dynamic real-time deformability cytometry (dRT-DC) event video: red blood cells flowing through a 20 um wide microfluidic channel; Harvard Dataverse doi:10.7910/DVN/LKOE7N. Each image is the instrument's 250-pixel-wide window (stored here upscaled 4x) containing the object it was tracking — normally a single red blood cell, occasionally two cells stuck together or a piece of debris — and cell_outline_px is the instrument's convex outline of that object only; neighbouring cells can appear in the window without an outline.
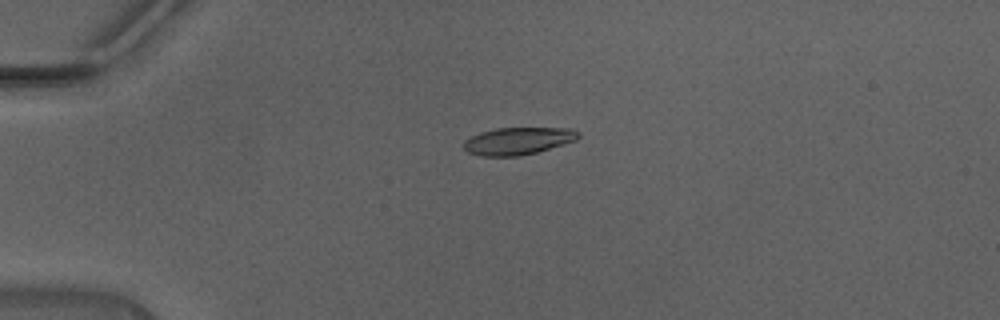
{"species": "Egyptian fruit bat (a non-hibernating species)", "species_latin": "Rousettus aegyptiacus", "temperature_condition": "warm", "stored_images_in_passage": 36, "camera_frame_rate_fps": 3000, "um_per_image_px": 0.085, "animal": {"sex": "male"}, "frame": {"image": 1, "passage_image": 1, "time_ms": 0.0, "image_size_px": [1000, 320], "cell_outline_px": [[580, 136], [576, 140], [564, 144], [536, 152], [520, 156], [484, 156], [468, 152], [464, 148], [464, 140], [480, 132], [496, 128], [572, 128], [580, 132]], "centroid_in_image_um": [44.05, 11.97], "position_along_channel_um": 40.9, "area_um2": 18.21}}
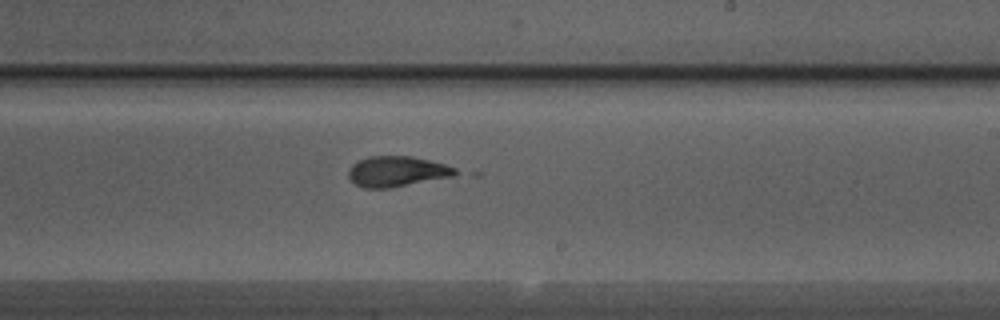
{"frame": {"image": 2, "passage_image": 18, "time_ms": 5.667, "image_size_px": [1000, 320], "cell_outline_px": [[464, 172], [452, 176], [392, 188], [364, 188], [356, 184], [348, 176], [348, 168], [352, 164], [368, 156], [412, 156], [444, 164], [456, 168]], "centroid_in_image_um": [33.76, 14.57], "position_along_channel_um": 255.2, "area_um2": 19.07}}
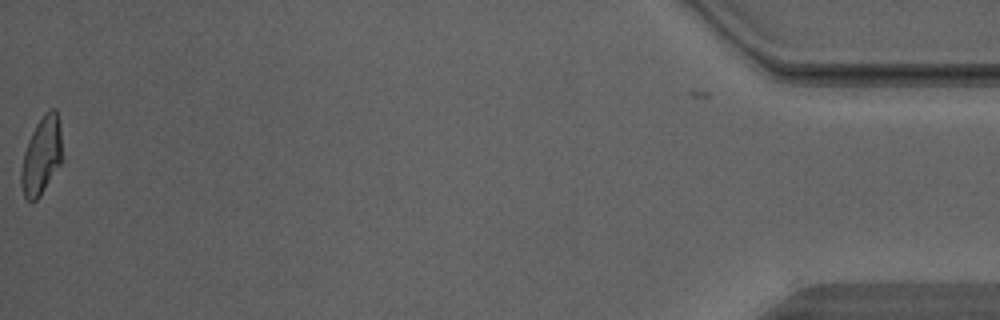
{"frame": {"image": 3, "passage_image": 36, "time_ms": 11.667, "image_size_px": [1000, 320], "cell_outline_px": [[64, 160], [40, 196], [32, 204], [24, 196], [20, 184], [20, 172], [24, 152], [28, 140], [36, 124], [44, 112], [48, 108], [56, 108], [60, 128]], "centroid_in_image_um": [3.54, 13.24], "position_along_channel_um": 431.7, "area_um2": 19.13}, "authors_computed_cell_mechanics": {"area_um2": 19.1318, "velocity_mm_per_s": 4.4922, "shape_relaxation_time_tau1_ms": 3.8317, "shape_relaxation_time_tau2_ms": 1.1573, "deformation_change_tau1": 0.188, "deformation_change_tau2": 0.0825}}